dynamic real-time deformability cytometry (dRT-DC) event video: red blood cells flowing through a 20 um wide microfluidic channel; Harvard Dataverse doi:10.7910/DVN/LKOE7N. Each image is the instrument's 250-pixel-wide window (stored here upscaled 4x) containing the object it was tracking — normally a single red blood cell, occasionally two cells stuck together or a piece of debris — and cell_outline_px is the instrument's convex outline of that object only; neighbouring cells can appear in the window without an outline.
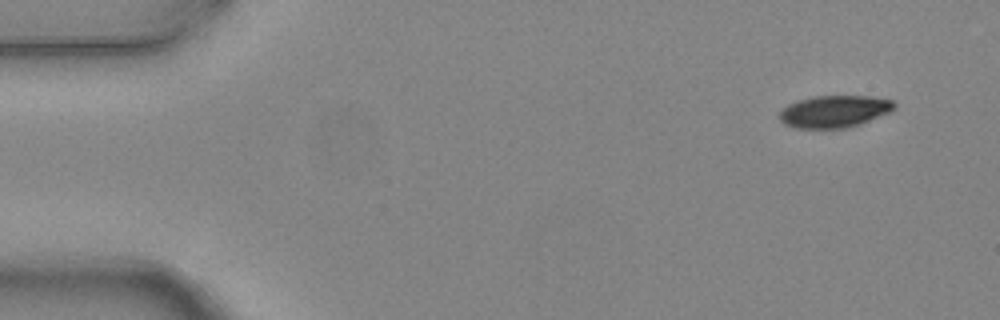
{"species": "common noctule bat (a hibernating species)", "species_latin": "Nyctalus noctula", "temperature_condition": "warm", "stored_images_in_passage": 4, "camera_frame_rate_fps": 3000, "um_per_image_px": 0.085, "animal": {"sex": "female", "body_mass_g": 24.6, "forearm_length_mm": 56.2}, "frame": {"image": 1, "passage_image": 1, "time_ms": 0.0, "image_size_px": [1000, 320], "cell_outline_px": [[896, 108], [888, 112], [860, 124], [848, 128], [796, 128], [784, 124], [780, 120], [780, 112], [788, 104], [800, 100], [816, 96], [872, 96], [892, 100], [896, 104]], "centroid_in_image_um": [70.93, 9.47], "position_along_channel_um": 14.1, "area_um2": 21.33}}
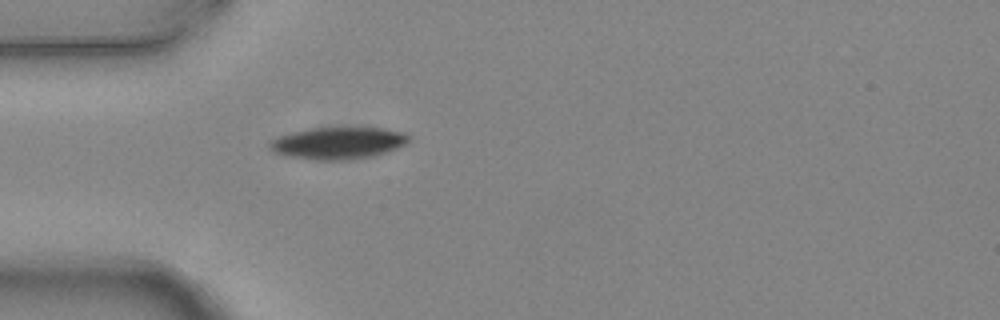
{"frame": {"image": 2, "passage_image": 4, "time_ms": 1.0, "image_size_px": [1000, 320], "cell_outline_px": [[412, 140], [408, 144], [400, 148], [368, 156], [344, 160], [316, 160], [284, 156], [268, 148], [268, 144], [272, 140], [280, 136], [292, 132], [312, 128], [384, 128], [404, 132], [412, 136]], "centroid_in_image_um": [28.79, 12.16], "position_along_channel_um": 56.2, "area_um2": 25.95}}